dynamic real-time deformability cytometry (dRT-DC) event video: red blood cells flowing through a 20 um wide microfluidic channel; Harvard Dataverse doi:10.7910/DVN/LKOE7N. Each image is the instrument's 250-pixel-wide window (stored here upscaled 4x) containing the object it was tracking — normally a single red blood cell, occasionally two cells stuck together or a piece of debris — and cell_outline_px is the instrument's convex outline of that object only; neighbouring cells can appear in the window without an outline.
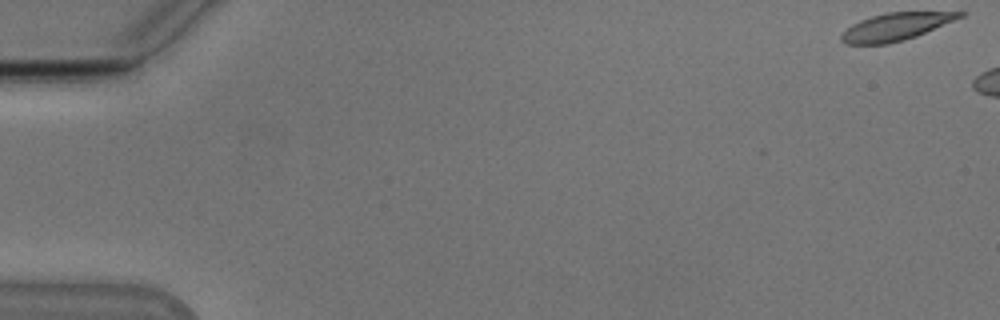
{"species": "Egyptian fruit bat (a non-hibernating species)", "species_latin": "Rousettus aegyptiacus", "temperature_condition": "cold", "stored_images_in_passage": 45, "camera_frame_rate_fps": 3000, "um_per_image_px": 0.085, "animal": {"sex": "male"}, "frame": {"image": 1, "passage_image": 1, "time_ms": 0.0, "image_size_px": [1000, 320], "cell_outline_px": [[968, 12], [964, 16], [916, 36], [904, 40], [888, 44], [844, 44], [840, 40], [840, 36], [852, 24], [860, 20], [872, 16], [888, 12]], "centroid_in_image_um": [76.12, 2.28], "position_along_channel_um": 8.9, "area_um2": 18.79}}
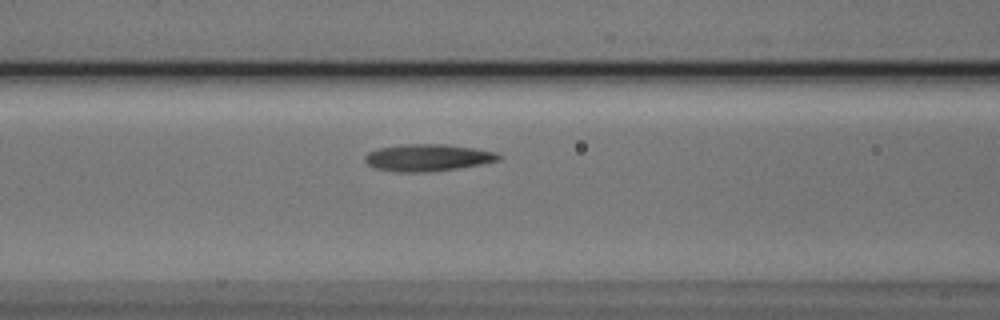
{"frame": {"image": 2, "passage_image": 23, "time_ms": 7.333, "image_size_px": [1000, 320], "cell_outline_px": [[500, 160], [480, 164], [456, 168], [424, 172], [396, 172], [376, 168], [368, 164], [364, 160], [364, 156], [368, 152], [380, 148], [404, 144], [444, 144], [476, 148], [496, 152], [500, 156]], "centroid_in_image_um": [36.34, 13.39], "position_along_channel_um": 130.3, "area_um2": 20.87}}
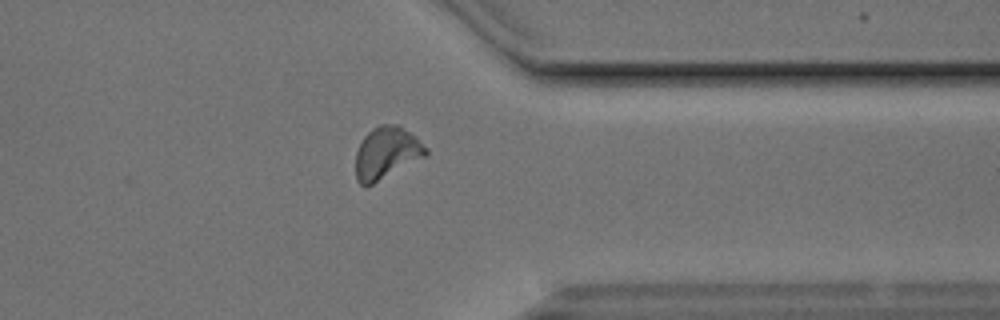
{"frame": {"image": 3, "passage_image": 43, "time_ms": 14.0, "image_size_px": [1000, 320], "cell_outline_px": [[428, 152], [424, 156], [372, 184], [364, 188], [356, 180], [356, 152], [364, 136], [372, 128], [380, 124], [400, 124], [416, 136], [428, 148]], "centroid_in_image_um": [32.84, 12.97], "position_along_channel_um": 378.6, "area_um2": 21.21}}